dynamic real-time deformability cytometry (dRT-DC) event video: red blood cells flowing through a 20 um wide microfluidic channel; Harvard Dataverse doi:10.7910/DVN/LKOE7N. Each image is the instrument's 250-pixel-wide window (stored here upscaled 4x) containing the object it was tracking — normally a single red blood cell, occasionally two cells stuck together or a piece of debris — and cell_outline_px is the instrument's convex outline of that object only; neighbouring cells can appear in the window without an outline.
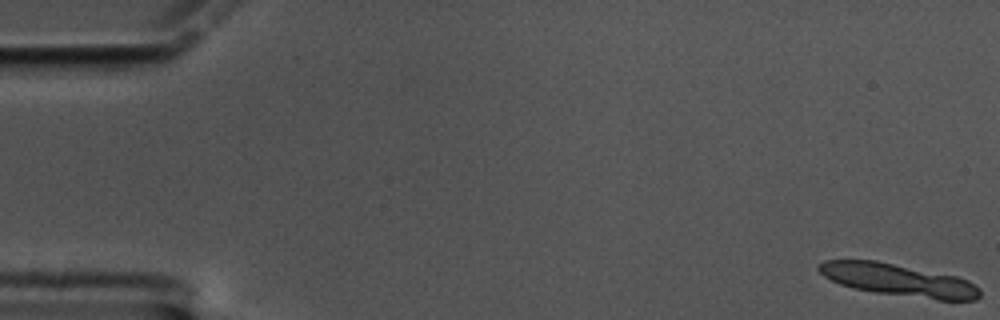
{"species": "common noctule bat (a hibernating species)", "species_latin": "Nyctalus noctula", "temperature_condition": "cold", "stored_images_in_passage": 11, "camera_frame_rate_fps": 3000, "um_per_image_px": 0.085, "animal": {"sex": "male", "body_mass_g": 17.5, "forearm_length_mm": 52.3}, "frame": {"image": 1, "passage_image": 1, "time_ms": 0.0, "image_size_px": [1000, 320], "cell_outline_px": [[980, 296], [976, 300], [936, 300], [876, 292], [856, 288], [840, 284], [824, 276], [816, 268], [824, 260], [876, 260], [956, 276], [968, 280], [980, 288]], "centroid_in_image_um": [76.39, 23.8], "position_along_channel_um": 8.6, "area_um2": 30.11}}